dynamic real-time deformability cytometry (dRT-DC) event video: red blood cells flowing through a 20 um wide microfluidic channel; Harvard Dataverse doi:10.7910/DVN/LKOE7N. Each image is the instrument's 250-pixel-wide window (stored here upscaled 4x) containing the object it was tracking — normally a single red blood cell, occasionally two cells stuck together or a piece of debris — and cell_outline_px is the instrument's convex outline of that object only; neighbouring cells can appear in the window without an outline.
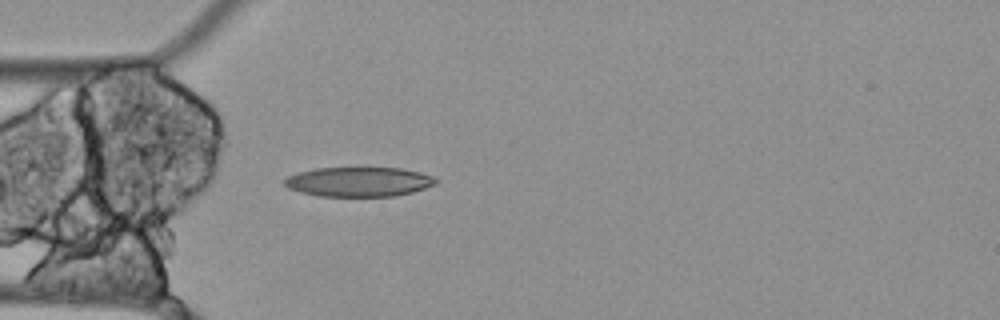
{"species": "Egyptian fruit bat (a non-hibernating species)", "species_latin": "Rousettus aegyptiacus", "temperature_condition": "cold", "stored_images_in_passage": 3, "camera_frame_rate_fps": 3000, "um_per_image_px": 0.085, "animal": {"sex": "female"}, "frame": {"image": 1, "passage_image": 3, "time_ms": 0.667, "image_size_px": [1000, 320], "cell_outline_px": [[440, 180], [436, 184], [412, 192], [396, 196], [316, 196], [300, 192], [288, 188], [284, 184], [284, 180], [288, 176], [300, 172], [316, 168], [400, 168], [420, 172], [432, 176]], "centroid_in_image_um": [30.51, 15.45], "position_along_channel_um": 54.5, "area_um2": 26.07}}